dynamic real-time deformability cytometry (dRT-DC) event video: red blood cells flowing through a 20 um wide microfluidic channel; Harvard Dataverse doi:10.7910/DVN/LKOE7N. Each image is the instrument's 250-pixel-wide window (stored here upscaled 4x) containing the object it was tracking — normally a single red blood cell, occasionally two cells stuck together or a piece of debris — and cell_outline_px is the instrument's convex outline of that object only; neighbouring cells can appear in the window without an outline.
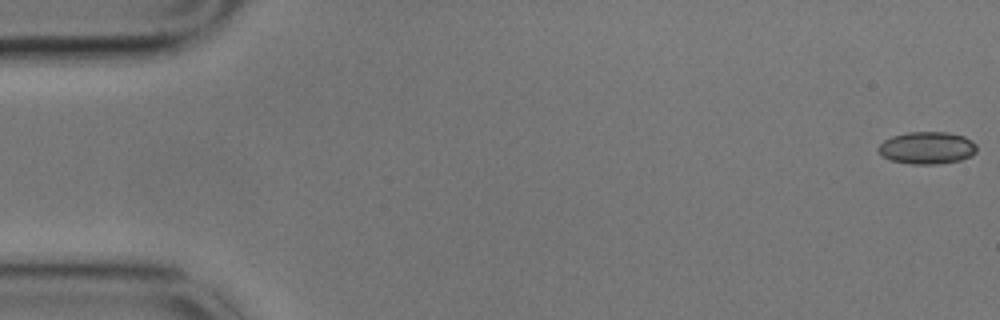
{"species": "common noctule bat (a hibernating species)", "species_latin": "Nyctalus noctula", "temperature_condition": "cold", "stored_images_in_passage": 59, "camera_frame_rate_fps": 3000, "um_per_image_px": 0.085, "animal": {"sex": "male", "body_mass_g": 17.9}, "frame": {"image": 1, "passage_image": 1, "time_ms": 0.0, "image_size_px": [1000, 320], "cell_outline_px": [[976, 152], [972, 156], [960, 160], [936, 164], [912, 164], [892, 160], [880, 156], [876, 148], [884, 140], [892, 136], [908, 132], [948, 132], [964, 136], [972, 140], [976, 144]], "centroid_in_image_um": [78.79, 12.56], "position_along_channel_um": 6.2, "area_um2": 18.67}}
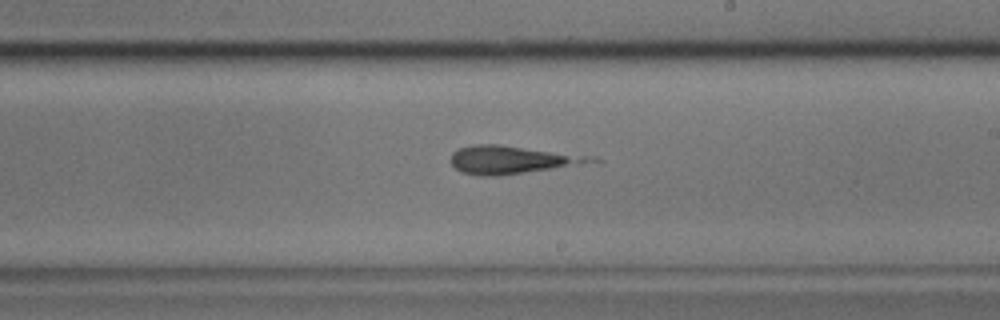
{"frame": {"image": 2, "passage_image": 34, "time_ms": 11.0, "image_size_px": [1000, 320], "cell_outline_px": [[604, 160], [600, 164], [496, 176], [480, 176], [460, 172], [452, 164], [452, 152], [460, 148], [472, 144], [500, 144], [596, 156]], "centroid_in_image_um": [43.75, 13.59], "position_along_channel_um": 245.3, "area_um2": 23.99}}
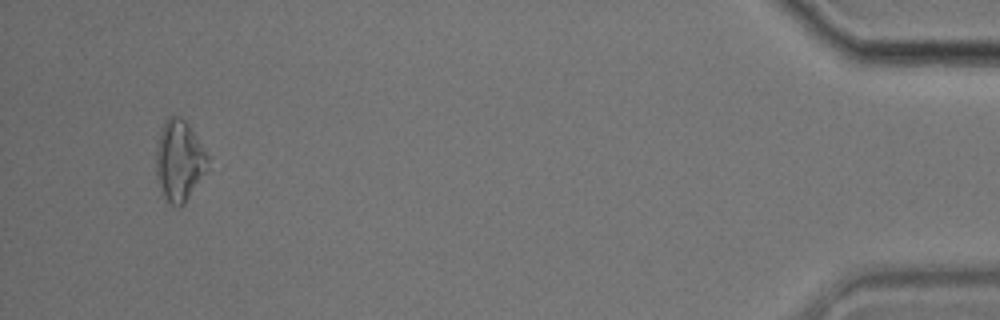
{"frame": {"image": 3, "passage_image": 56, "time_ms": 18.333, "image_size_px": [1000, 320], "cell_outline_px": [[208, 168], [184, 204], [180, 208], [176, 208], [160, 192], [156, 176], [156, 144], [164, 120], [168, 116], [180, 116], [188, 124], [208, 152]], "centroid_in_image_um": [15.23, 13.65], "position_along_channel_um": 420.0, "area_um2": 24.68}}